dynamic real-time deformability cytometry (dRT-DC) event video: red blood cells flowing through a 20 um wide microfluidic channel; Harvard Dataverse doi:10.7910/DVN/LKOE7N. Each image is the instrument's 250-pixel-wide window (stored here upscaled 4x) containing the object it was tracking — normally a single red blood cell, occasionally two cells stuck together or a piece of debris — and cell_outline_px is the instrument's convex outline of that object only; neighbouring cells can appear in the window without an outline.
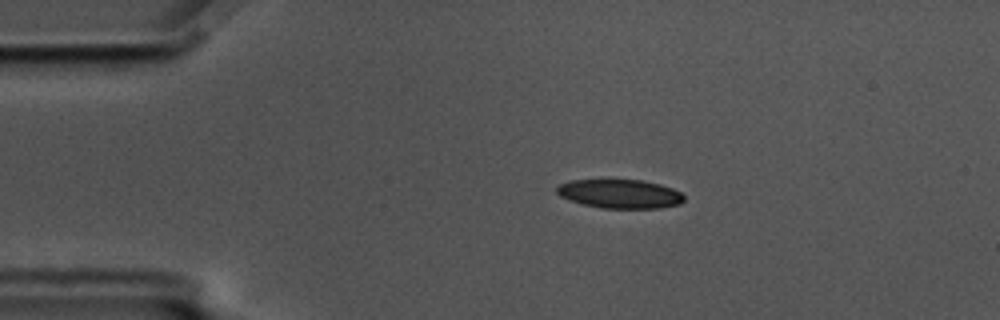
{"species": "common noctule bat (a hibernating species)", "species_latin": "Nyctalus noctula", "temperature_condition": "cold", "stored_images_in_passage": 57, "camera_frame_rate_fps": 3000, "um_per_image_px": 0.085, "animal": {"sex": "male", "body_mass_g": 17.5, "forearm_length_mm": 52.3}, "frame": {"image": 1, "passage_image": 11, "time_ms": 3.333, "image_size_px": [1000, 320], "cell_outline_px": [[684, 200], [680, 204], [660, 208], [600, 208], [580, 204], [568, 200], [560, 196], [556, 192], [556, 188], [560, 184], [572, 180], [640, 180], [660, 184], [672, 188], [680, 192], [684, 196]], "centroid_in_image_um": [52.68, 16.48], "position_along_channel_um": 32.3, "area_um2": 21.5}}
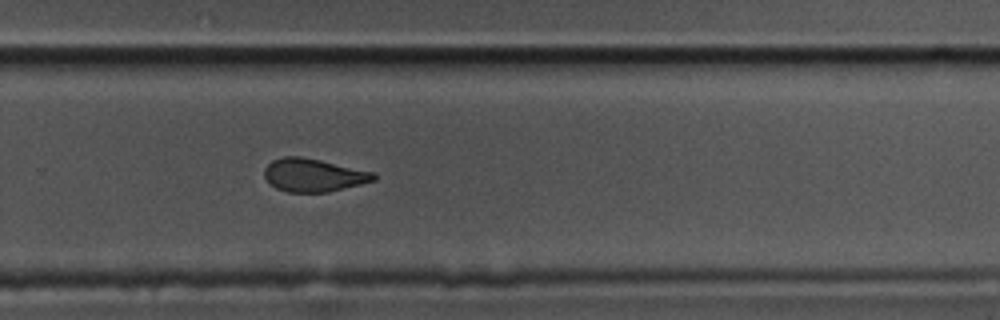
{"frame": {"image": 2, "passage_image": 38, "time_ms": 12.333, "image_size_px": [1000, 320], "cell_outline_px": [[376, 180], [328, 192], [288, 192], [276, 188], [264, 176], [264, 168], [272, 160], [284, 156], [300, 156], [320, 160], [376, 172]], "centroid_in_image_um": [26.66, 14.88], "position_along_channel_um": 303.1, "area_um2": 21.04}}
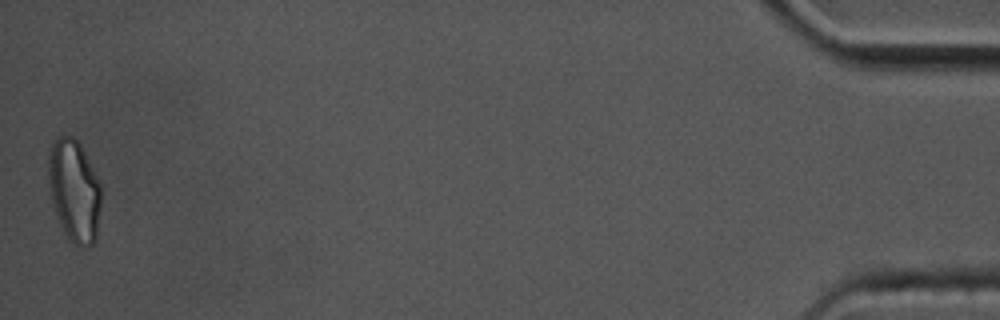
{"frame": {"image": 3, "passage_image": 57, "time_ms": 18.667, "image_size_px": [1000, 320], "cell_outline_px": [[100, 204], [96, 236], [92, 244], [88, 248], [80, 248], [72, 244], [64, 232], [60, 224], [52, 204], [48, 180], [48, 156], [52, 140], [60, 136], [72, 136], [80, 144], [100, 184]], "centroid_in_image_um": [6.28, 16.23], "position_along_channel_um": 428.9, "area_um2": 31.39}, "authors_computed_cell_mechanics": {"area_um2": 22.3686, "velocity_mm_per_s": 3.4845, "shape_relaxation_time_tau1_ms": 6.112, "shape_relaxation_time_tau2_ms": 2.8871, "deformation_change_tau1": 0.1518, "deformation_change_tau2": 0.091}}